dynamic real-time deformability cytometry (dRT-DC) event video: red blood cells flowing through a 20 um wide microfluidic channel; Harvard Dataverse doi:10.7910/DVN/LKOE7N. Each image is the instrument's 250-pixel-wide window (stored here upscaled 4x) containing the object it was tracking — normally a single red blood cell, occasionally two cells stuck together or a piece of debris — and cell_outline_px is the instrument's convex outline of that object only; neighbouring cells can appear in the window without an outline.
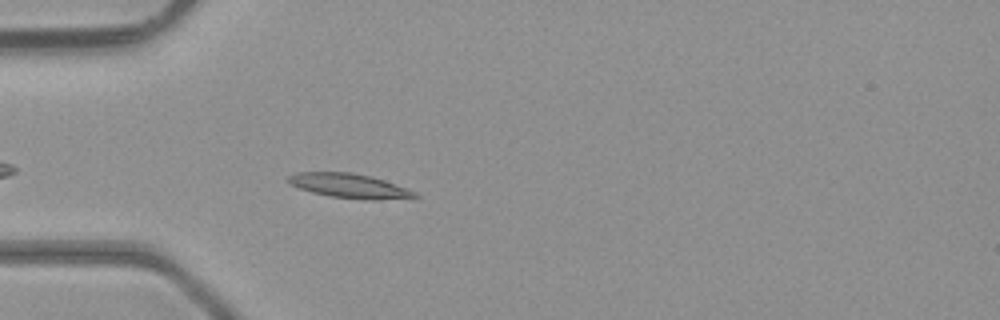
{"species": "common noctule bat (a hibernating species)", "species_latin": "Nyctalus noctula", "temperature_condition": "room temperature", "stored_images_in_passage": 27, "camera_frame_rate_fps": 3000, "um_per_image_px": 0.085, "animal": {"sex": "male", "body_mass_g": 23.1, "forearm_length_mm": 52.7}, "frame": {"image": 1, "passage_image": 4, "time_ms": 1.0, "image_size_px": [1000, 320], "cell_outline_px": [[420, 196], [380, 200], [372, 200], [332, 196], [312, 192], [300, 188], [284, 180], [288, 176], [296, 172], [352, 172], [372, 176], [408, 188], [416, 192]], "centroid_in_image_um": [29.7, 15.78], "position_along_channel_um": 55.3, "area_um2": 17.92}}
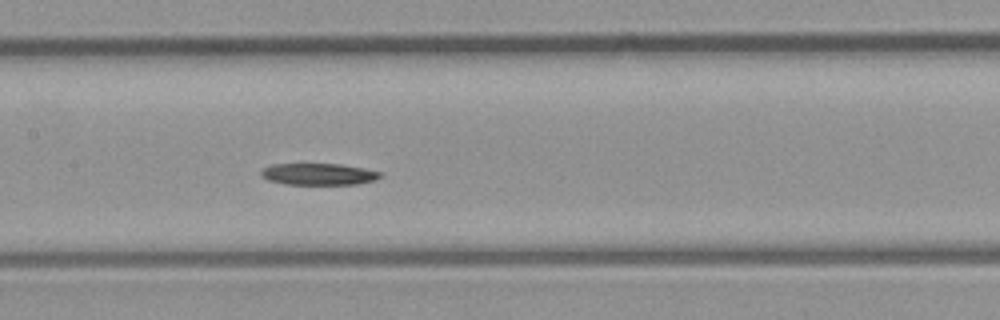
{"frame": {"image": 2, "passage_image": 13, "time_ms": 4.0, "image_size_px": [1000, 320], "cell_outline_px": [[384, 176], [376, 180], [356, 184], [284, 184], [268, 180], [260, 176], [260, 172], [264, 168], [272, 164], [340, 164], [364, 168], [384, 172]], "centroid_in_image_um": [27.13, 14.8], "position_along_channel_um": 180.3, "area_um2": 15.2}}
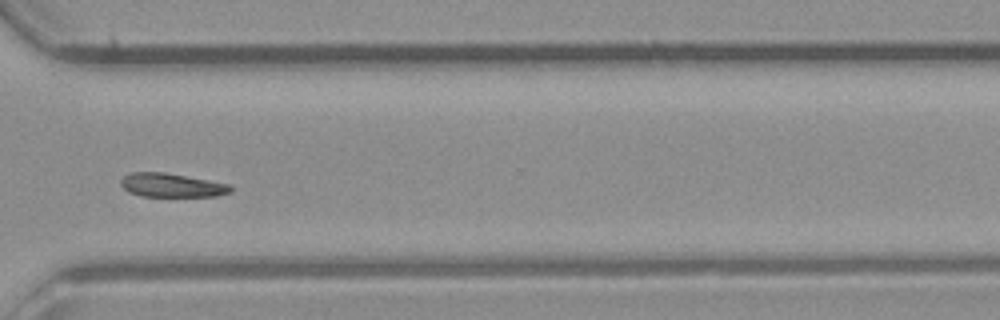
{"frame": {"image": 3, "passage_image": 25, "time_ms": 8.0, "image_size_px": [1000, 320], "cell_outline_px": [[232, 192], [216, 196], [140, 196], [128, 192], [120, 184], [120, 180], [124, 176], [132, 172], [164, 172], [232, 184]], "centroid_in_image_um": [14.61, 15.74], "position_along_channel_um": 356.0, "area_um2": 15.32}, "authors_computed_cell_mechanics": {"area_um2": 16.473, "velocity_mm_per_s": 4.3986, "shape_relaxation_time_tau1_ms": 4.4398, "shape_relaxation_time_tau2_ms": null, "deformation_change_tau1": 0.0954, "deformation_change_tau2": null}}